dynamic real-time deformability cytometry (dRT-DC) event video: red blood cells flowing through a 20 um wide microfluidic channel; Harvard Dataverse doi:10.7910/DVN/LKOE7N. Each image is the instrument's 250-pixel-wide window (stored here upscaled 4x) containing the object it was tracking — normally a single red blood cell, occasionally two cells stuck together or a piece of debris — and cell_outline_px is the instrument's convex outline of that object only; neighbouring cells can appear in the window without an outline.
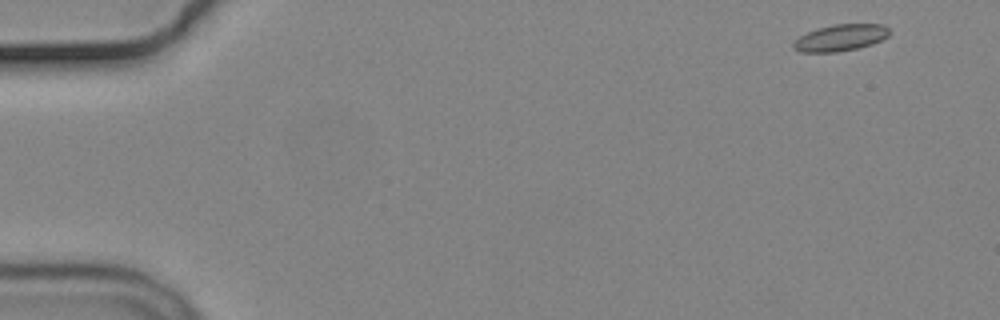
{"species": "common noctule bat (a hibernating species)", "species_latin": "Nyctalus noctula", "temperature_condition": "cold", "stored_images_in_passage": 55, "camera_frame_rate_fps": 3000, "um_per_image_px": 0.085, "animal": {"sex": "male", "body_mass_g": 19.2, "forearm_length_mm": 51.8}, "frame": {"image": 1, "passage_image": 1, "time_ms": 0.0, "image_size_px": [1000, 320], "cell_outline_px": [[888, 36], [872, 44], [856, 48], [836, 52], [800, 52], [792, 48], [792, 44], [800, 36], [808, 32], [832, 24], [884, 24], [888, 28]], "centroid_in_image_um": [71.43, 3.21], "position_along_channel_um": 13.6, "area_um2": 14.68}}
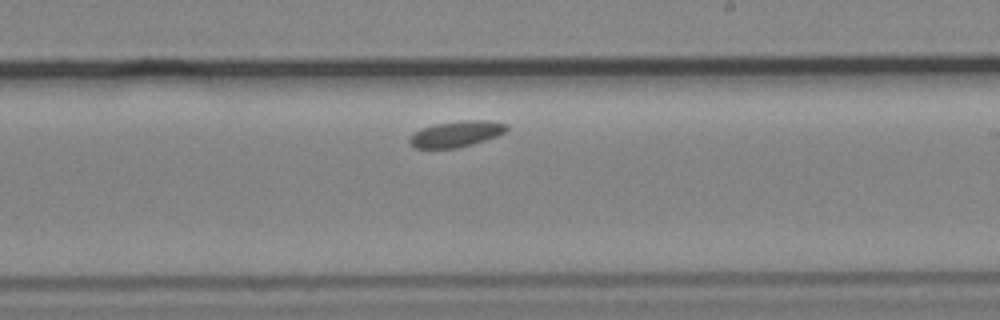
{"frame": {"image": 2, "passage_image": 31, "time_ms": 10.0, "image_size_px": [1000, 320], "cell_outline_px": [[508, 132], [460, 148], [416, 148], [408, 140], [420, 128], [436, 124], [460, 120], [488, 120], [508, 124]], "centroid_in_image_um": [38.84, 11.37], "position_along_channel_um": 250.2, "area_um2": 14.68}}
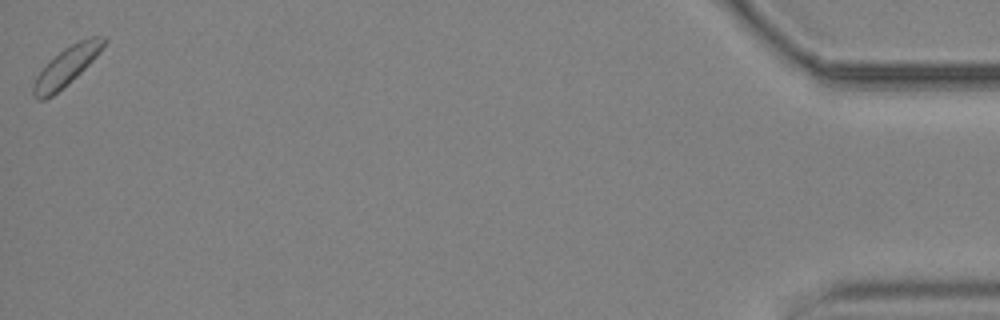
{"frame": {"image": 3, "passage_image": 55, "time_ms": 18.0, "image_size_px": [1000, 320], "cell_outline_px": [[108, 40], [100, 52], [68, 84], [52, 96], [44, 100], [36, 100], [32, 92], [32, 84], [36, 76], [64, 48], [80, 40], [92, 36], [108, 36]], "centroid_in_image_um": [5.66, 5.65], "position_along_channel_um": 429.5, "area_um2": 15.61}}